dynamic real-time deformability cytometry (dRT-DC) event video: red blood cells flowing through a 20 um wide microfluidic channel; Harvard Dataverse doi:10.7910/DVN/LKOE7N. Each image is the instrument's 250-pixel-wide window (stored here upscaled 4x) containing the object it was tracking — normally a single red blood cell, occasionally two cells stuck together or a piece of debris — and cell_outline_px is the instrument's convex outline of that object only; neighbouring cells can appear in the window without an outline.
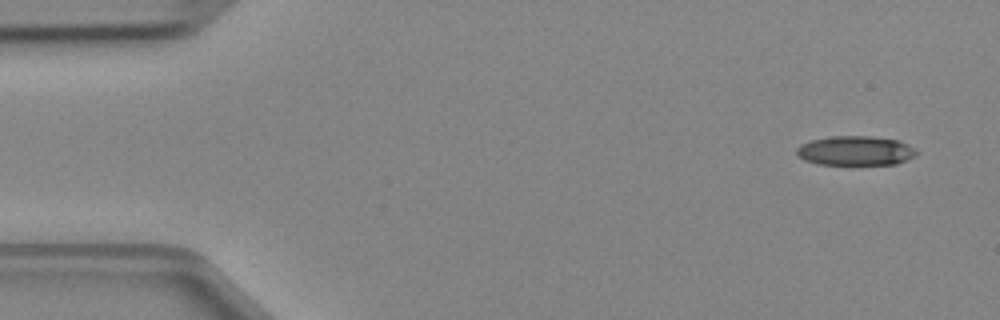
{"species": "Egyptian fruit bat (a non-hibernating species)", "species_latin": "Rousettus aegyptiacus", "temperature_condition": "cold", "stored_images_in_passage": 4, "segment_of_instrument_passage": [1, 2], "camera_frame_rate_fps": 3000, "um_per_image_px": 0.085, "animal": {"sex": "female"}, "frame": {"image": 1, "passage_image": 1, "time_ms": 0.0, "image_size_px": [1000, 320], "cell_outline_px": [[916, 156], [896, 164], [816, 164], [804, 160], [796, 156], [796, 148], [800, 144], [812, 140], [832, 136], [872, 136], [900, 140], [916, 148]], "centroid_in_image_um": [72.71, 12.81], "position_along_channel_um": 12.3, "area_um2": 20.75}}